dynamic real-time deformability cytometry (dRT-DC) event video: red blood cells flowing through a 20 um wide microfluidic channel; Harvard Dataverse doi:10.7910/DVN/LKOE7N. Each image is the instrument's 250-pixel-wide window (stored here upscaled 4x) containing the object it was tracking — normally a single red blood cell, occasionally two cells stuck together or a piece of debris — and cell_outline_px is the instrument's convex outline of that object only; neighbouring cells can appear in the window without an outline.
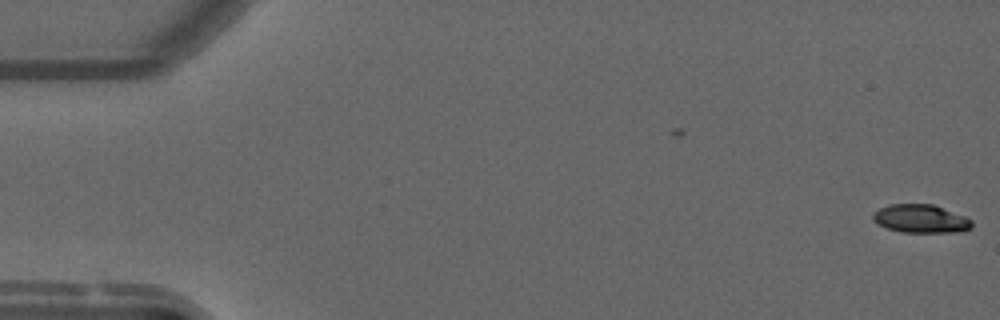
{"species": "common noctule bat (a hibernating species)", "species_latin": "Nyctalus noctula", "temperature_condition": "warm", "stored_images_in_passage": 2, "camera_frame_rate_fps": 3000, "um_per_image_px": 0.085, "animal": {"sex": "male", "forearm_length_mm": 52.5}, "frame": {"image": 1, "passage_image": 2, "time_ms": 0.333, "image_size_px": [1000, 320], "cell_outline_px": [[972, 228], [964, 232], [904, 232], [888, 228], [872, 220], [872, 216], [880, 208], [888, 204], [932, 204], [964, 216], [972, 220]], "centroid_in_image_um": [78.3, 18.59], "position_along_channel_um": 6.7, "area_um2": 16.18}}